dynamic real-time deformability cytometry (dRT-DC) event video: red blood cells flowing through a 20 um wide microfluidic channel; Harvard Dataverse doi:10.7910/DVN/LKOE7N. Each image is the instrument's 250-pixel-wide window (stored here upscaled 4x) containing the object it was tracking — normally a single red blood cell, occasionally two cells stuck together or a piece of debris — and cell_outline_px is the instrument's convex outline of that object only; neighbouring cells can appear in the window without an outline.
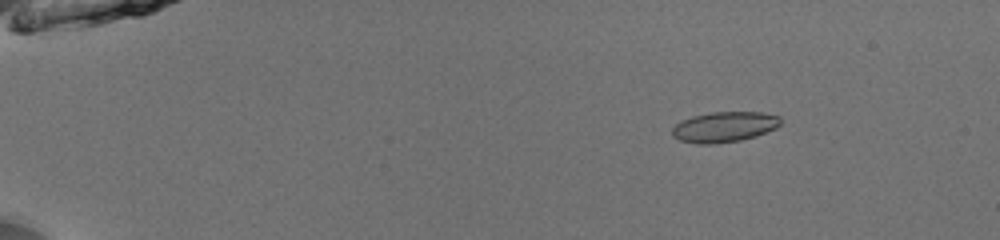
{"species": "common noctule bat (a hibernating species)", "species_latin": "Nyctalus noctula", "temperature_condition": "room temperature", "stored_images_in_passage": 45, "camera_frame_rate_fps": 3000, "um_per_image_px": 0.085, "animal": {"sex": "male", "body_mass_g": 13.0, "forearm_length_mm": 53.1}, "frame": {"image": 1, "passage_image": 1, "time_ms": 0.0, "image_size_px": [1000, 240], "cell_outline_px": [[780, 124], [776, 128], [756, 136], [740, 140], [716, 144], [696, 144], [680, 140], [672, 136], [672, 128], [680, 120], [692, 116], [712, 112], [760, 112], [780, 116]], "centroid_in_image_um": [61.54, 10.79], "position_along_channel_um": 23.5, "area_um2": 19.31}}
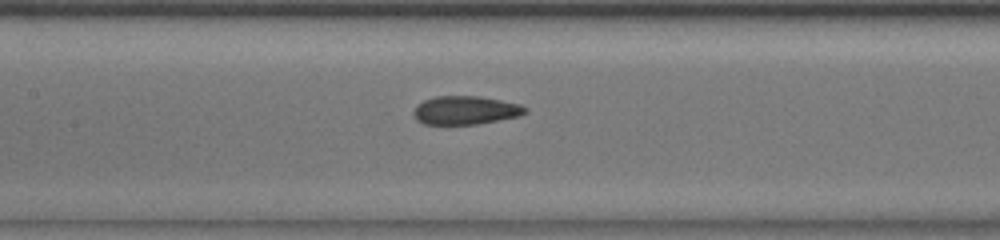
{"frame": {"image": 2, "passage_image": 20, "time_ms": 6.333, "image_size_px": [1000, 240], "cell_outline_px": [[528, 112], [520, 116], [476, 124], [424, 124], [416, 120], [412, 112], [416, 104], [424, 100], [436, 96], [480, 96], [520, 104], [528, 108]], "centroid_in_image_um": [39.55, 9.37], "position_along_channel_um": 167.8, "area_um2": 18.67}}
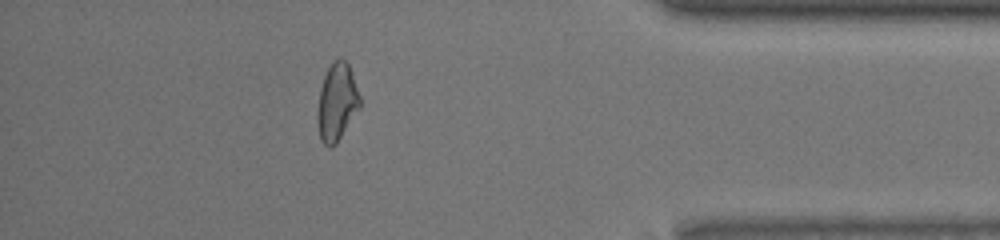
{"frame": {"image": 3, "passage_image": 40, "time_ms": 13.0, "image_size_px": [1000, 240], "cell_outline_px": [[360, 108], [336, 144], [328, 148], [320, 140], [316, 116], [316, 112], [320, 88], [324, 76], [332, 60], [344, 60], [348, 64], [360, 96]], "centroid_in_image_um": [28.61, 8.72], "position_along_channel_um": 406.6, "area_um2": 19.19}, "authors_computed_cell_mechanics": {"area_um2": 18.9006, "velocity_mm_per_s": 3.9731, "shape_relaxation_time_tau1_ms": null, "shape_relaxation_time_tau2_ms": 1.9048, "deformation_change_tau1": null, "deformation_change_tau2": 0.0788}}